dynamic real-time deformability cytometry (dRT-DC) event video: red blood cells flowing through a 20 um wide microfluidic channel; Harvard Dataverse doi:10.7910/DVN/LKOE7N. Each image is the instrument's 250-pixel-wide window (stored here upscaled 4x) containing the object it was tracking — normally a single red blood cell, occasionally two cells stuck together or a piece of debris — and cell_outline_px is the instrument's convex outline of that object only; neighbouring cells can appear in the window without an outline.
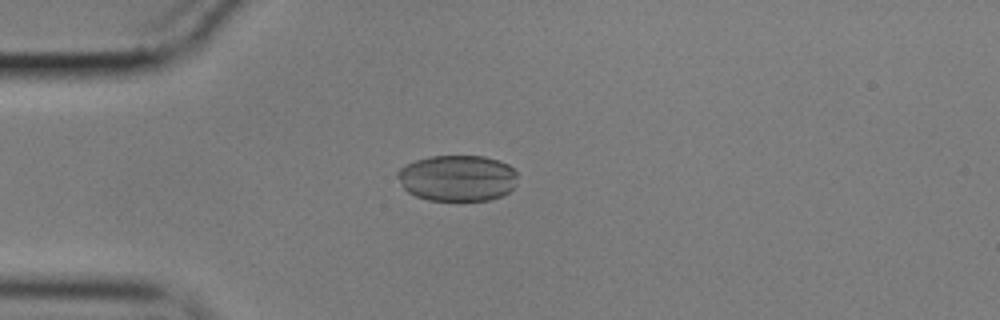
{"species": "common noctule bat (a hibernating species)", "species_latin": "Nyctalus noctula", "temperature_condition": "cold", "stored_images_in_passage": 55, "camera_frame_rate_fps": 3000, "um_per_image_px": 0.085, "animal": {"sex": "male", "body_mass_g": 17.9}, "frame": {"image": 1, "passage_image": 14, "time_ms": 4.333, "image_size_px": [1000, 320], "cell_outline_px": [[516, 176], [512, 188], [508, 192], [500, 196], [488, 200], [428, 200], [416, 196], [408, 192], [404, 188], [396, 176], [396, 172], [400, 168], [416, 160], [432, 156], [484, 156], [500, 160], [508, 164], [516, 172]], "centroid_in_image_um": [38.86, 15.13], "position_along_channel_um": 46.1, "area_um2": 32.14}}
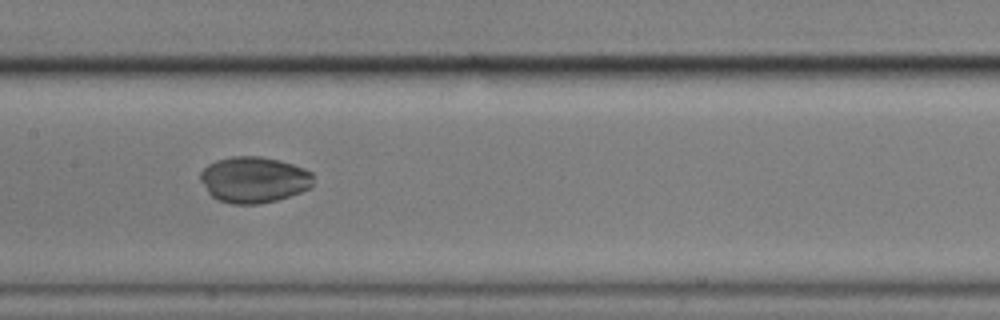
{"frame": {"image": 2, "passage_image": 27, "time_ms": 8.667, "image_size_px": [1000, 320], "cell_outline_px": [[312, 188], [276, 200], [260, 204], [232, 204], [216, 200], [208, 192], [200, 180], [200, 172], [208, 164], [216, 160], [232, 156], [260, 156], [280, 160], [304, 168], [312, 172]], "centroid_in_image_um": [21.57, 15.27], "position_along_channel_um": 185.8, "area_um2": 30.52}}
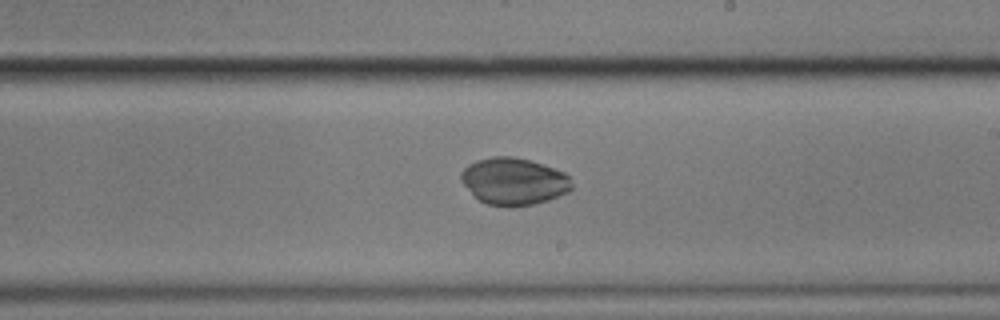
{"frame": {"image": 3, "passage_image": 32, "time_ms": 10.333, "image_size_px": [1000, 320], "cell_outline_px": [[572, 188], [568, 192], [548, 200], [536, 204], [512, 208], [508, 208], [488, 204], [480, 200], [460, 180], [460, 172], [468, 164], [476, 160], [492, 156], [512, 156], [528, 160], [564, 172], [568, 176], [572, 184]], "centroid_in_image_um": [43.66, 15.43], "position_along_channel_um": 245.3, "area_um2": 30.4}}